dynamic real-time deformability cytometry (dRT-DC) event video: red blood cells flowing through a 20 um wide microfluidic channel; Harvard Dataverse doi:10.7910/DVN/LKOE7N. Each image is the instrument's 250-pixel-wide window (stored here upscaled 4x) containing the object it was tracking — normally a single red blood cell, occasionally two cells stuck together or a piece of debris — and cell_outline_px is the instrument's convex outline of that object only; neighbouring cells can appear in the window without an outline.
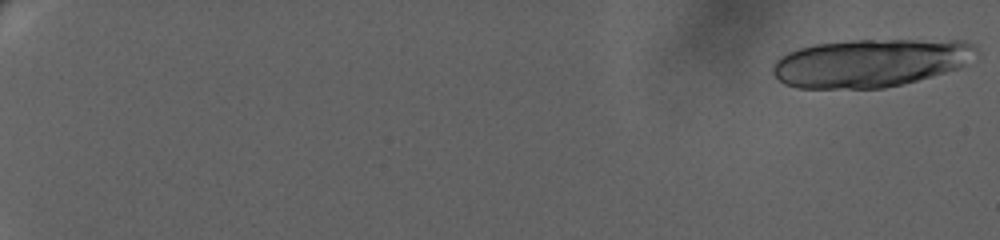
{"species": "human", "species_latin": "Homo sapiens", "temperature_condition": "warm", "stored_images_in_passage": 26, "camera_frame_rate_fps": 3000, "um_per_image_px": 0.085, "donor": {"sex": "female"}, "frame": {"image": 1, "passage_image": 1, "time_ms": 0.0, "image_size_px": [1000, 240], "cell_outline_px": [[980, 52], [960, 68], [904, 84], [884, 88], [796, 88], [784, 84], [772, 72], [772, 64], [776, 60], [788, 52], [800, 48], [816, 44], [856, 40], [964, 40], [972, 44]], "centroid_in_image_um": [74.0, 5.35], "position_along_channel_um": 11.0, "area_um2": 57.16}}